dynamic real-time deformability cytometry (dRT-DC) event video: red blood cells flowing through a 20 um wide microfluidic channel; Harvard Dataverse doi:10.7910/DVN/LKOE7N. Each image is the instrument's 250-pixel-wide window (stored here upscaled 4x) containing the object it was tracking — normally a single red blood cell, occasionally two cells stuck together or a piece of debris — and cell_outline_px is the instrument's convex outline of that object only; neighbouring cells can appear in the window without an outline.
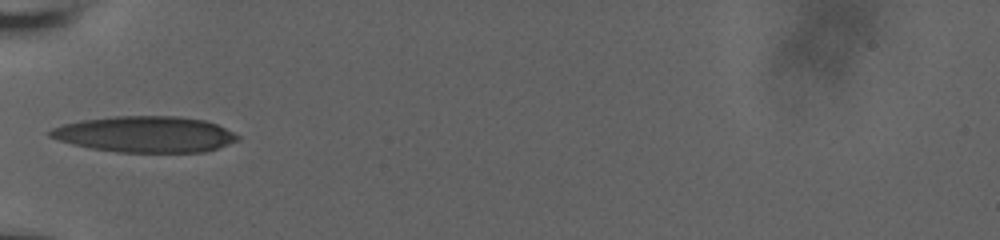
{"species": "human", "species_latin": "Homo sapiens", "temperature_condition": "room temperature", "stored_images_in_passage": 35, "camera_frame_rate_fps": 3000, "um_per_image_px": 0.085, "donor": {"sex": "male"}, "frame": {"image": 1, "passage_image": 1, "time_ms": 0.0, "image_size_px": [1000, 240], "cell_outline_px": [[240, 140], [204, 152], [116, 152], [92, 148], [72, 144], [48, 136], [48, 132], [52, 128], [64, 124], [80, 120], [112, 116], [180, 116], [204, 120], [216, 124], [240, 136]], "centroid_in_image_um": [12.33, 11.41], "position_along_channel_um": 72.7, "area_um2": 39.36}}
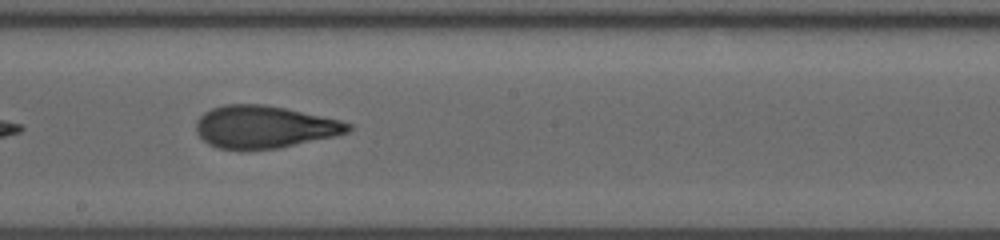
{"frame": {"image": 2, "passage_image": 13, "time_ms": 4.0, "image_size_px": [1000, 240], "cell_outline_px": [[352, 128], [348, 132], [336, 136], [276, 148], [216, 148], [208, 144], [196, 132], [196, 120], [204, 112], [212, 108], [224, 104], [264, 104], [284, 108], [340, 120], [352, 124]], "centroid_in_image_um": [22.45, 10.77], "position_along_channel_um": 225.7, "area_um2": 37.17}}
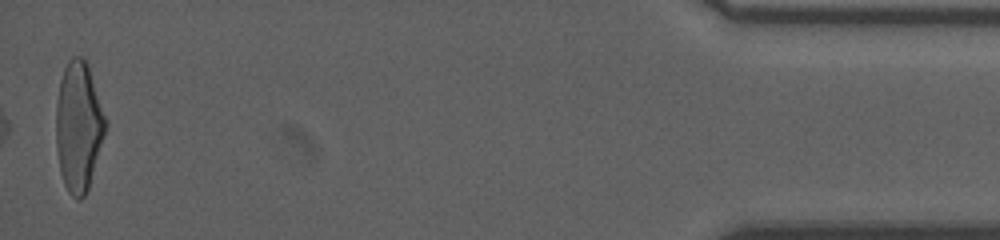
{"frame": {"image": 3, "passage_image": 35, "time_ms": 11.333, "image_size_px": [1000, 240], "cell_outline_px": [[104, 132], [88, 188], [84, 196], [80, 200], [76, 200], [68, 192], [64, 184], [60, 172], [56, 148], [56, 104], [60, 80], [64, 68], [68, 60], [72, 56], [80, 56], [88, 64], [104, 116]], "centroid_in_image_um": [6.62, 10.75], "position_along_channel_um": 428.6, "area_um2": 36.65}, "authors_computed_cell_mechanics": {"area_um2": 37.3388, "velocity_mm_per_s": 3.8648, "shape_relaxation_time_tau1_ms": 7.0919, "shape_relaxation_time_tau2_ms": 1.5163, "deformation_change_tau1": 0.2595, "deformation_change_tau2": 0.0927}}